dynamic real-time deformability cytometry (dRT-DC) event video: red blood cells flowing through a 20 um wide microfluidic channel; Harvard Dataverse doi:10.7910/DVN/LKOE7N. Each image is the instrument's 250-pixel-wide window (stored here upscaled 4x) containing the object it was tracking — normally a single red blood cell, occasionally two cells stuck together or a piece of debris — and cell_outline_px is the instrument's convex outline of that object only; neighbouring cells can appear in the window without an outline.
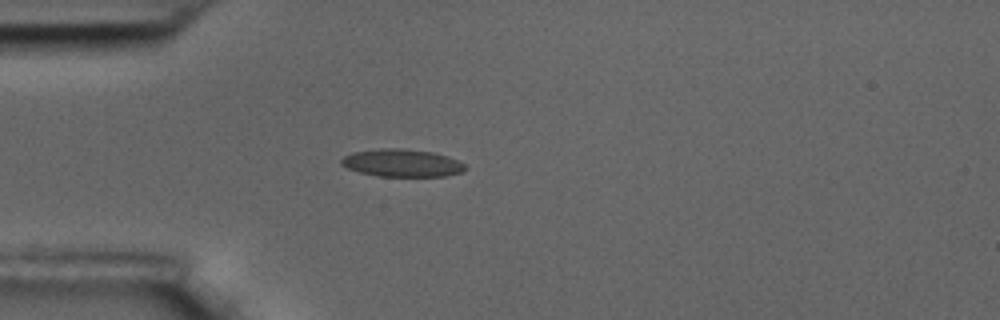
{"species": "common noctule bat (a hibernating species)", "species_latin": "Nyctalus noctula", "temperature_condition": "room temperature", "stored_images_in_passage": 44, "camera_frame_rate_fps": 3000, "um_per_image_px": 0.085, "animal": {"sex": "male", "body_mass_g": 17.5, "forearm_length_mm": 52.3}, "frame": {"image": 1, "passage_image": 2, "time_ms": 0.333, "image_size_px": [1000, 320], "cell_outline_px": [[468, 168], [460, 172], [444, 176], [376, 176], [360, 172], [348, 168], [340, 164], [340, 160], [344, 156], [352, 152], [380, 148], [404, 148], [432, 152], [448, 156], [464, 164]], "centroid_in_image_um": [34.14, 13.84], "position_along_channel_um": 50.9, "area_um2": 19.94}}
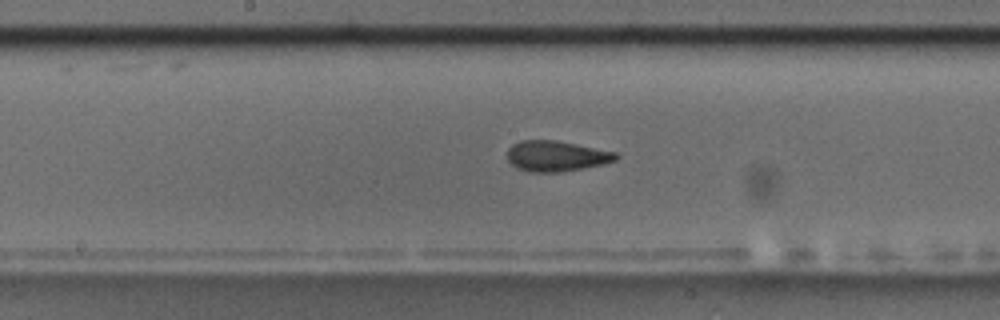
{"frame": {"image": 2, "passage_image": 16, "time_ms": 5.0, "image_size_px": [1000, 320], "cell_outline_px": [[620, 156], [616, 160], [604, 164], [560, 172], [528, 172], [516, 168], [508, 160], [508, 148], [512, 144], [520, 140], [556, 140], [616, 152]], "centroid_in_image_um": [47.27, 13.26], "position_along_channel_um": 200.9, "area_um2": 19.42}}
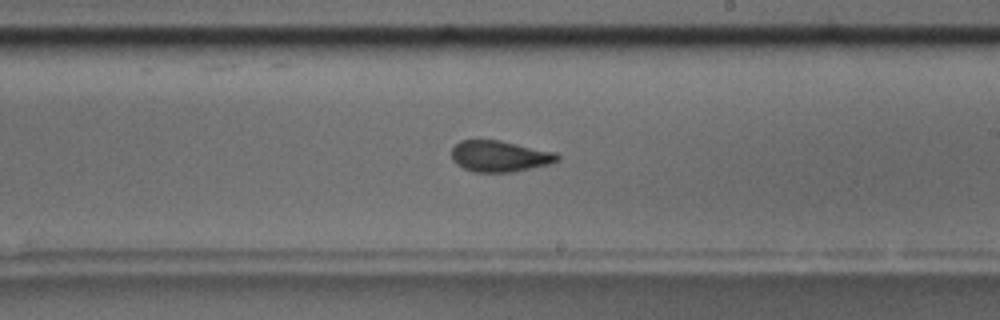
{"frame": {"image": 3, "passage_image": 20, "time_ms": 6.333, "image_size_px": [1000, 320], "cell_outline_px": [[560, 160], [552, 164], [512, 172], [472, 172], [456, 164], [452, 160], [452, 148], [460, 140], [500, 140], [556, 152], [560, 156]], "centroid_in_image_um": [42.5, 13.28], "position_along_channel_um": 246.5, "area_um2": 19.42}, "authors_computed_cell_mechanics": {"area_um2": 19.4208, "velocity_mm_per_s": 3.4404, "shape_relaxation_time_tau1_ms": 4.9934, "shape_relaxation_time_tau2_ms": 1.737, "deformation_change_tau1": 0.1563, "deformation_change_tau2": 0.0957}}